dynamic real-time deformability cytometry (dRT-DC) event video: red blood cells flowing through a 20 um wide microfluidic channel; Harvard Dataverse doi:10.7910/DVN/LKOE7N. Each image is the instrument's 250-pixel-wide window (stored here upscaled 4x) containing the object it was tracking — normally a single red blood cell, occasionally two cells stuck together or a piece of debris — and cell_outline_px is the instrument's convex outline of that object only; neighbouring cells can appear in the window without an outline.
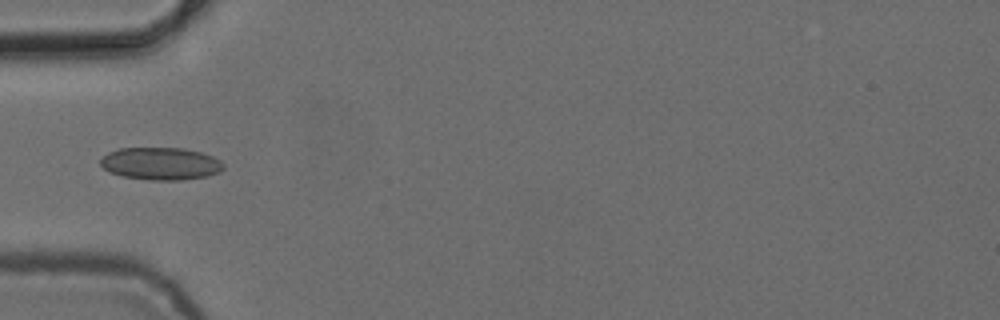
{"species": "common noctule bat (a hibernating species)", "species_latin": "Nyctalus noctula", "temperature_condition": "cold", "stored_images_in_passage": 5, "camera_frame_rate_fps": 3000, "um_per_image_px": 0.085, "animal": {"sex": "female", "body_mass_g": 24.6, "forearm_length_mm": 56.2}, "frame": {"image": 1, "passage_image": 4, "time_ms": 4.333, "image_size_px": [1000, 320], "cell_outline_px": [[224, 168], [220, 172], [208, 176], [180, 180], [148, 180], [124, 176], [108, 172], [100, 164], [100, 160], [108, 152], [120, 148], [184, 148], [200, 152], [212, 156], [220, 160], [224, 164]], "centroid_in_image_um": [13.67, 13.91], "position_along_channel_um": 71.3, "area_um2": 23.35}}
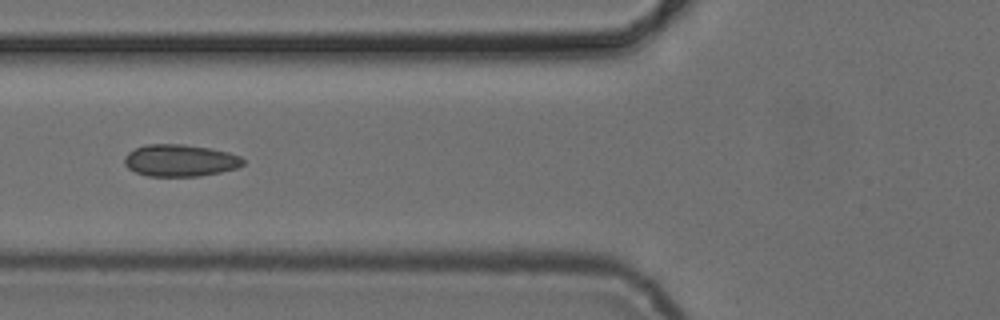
{"frame": {"image": 2, "passage_image": 5, "time_ms": 5.333, "image_size_px": [1000, 320], "cell_outline_px": [[244, 164], [240, 168], [200, 176], [148, 176], [136, 172], [128, 168], [124, 164], [124, 156], [128, 152], [136, 148], [148, 144], [184, 144], [208, 148], [228, 152], [240, 156], [244, 160]], "centroid_in_image_um": [15.32, 13.64], "position_along_channel_um": 110.5, "area_um2": 22.2}}